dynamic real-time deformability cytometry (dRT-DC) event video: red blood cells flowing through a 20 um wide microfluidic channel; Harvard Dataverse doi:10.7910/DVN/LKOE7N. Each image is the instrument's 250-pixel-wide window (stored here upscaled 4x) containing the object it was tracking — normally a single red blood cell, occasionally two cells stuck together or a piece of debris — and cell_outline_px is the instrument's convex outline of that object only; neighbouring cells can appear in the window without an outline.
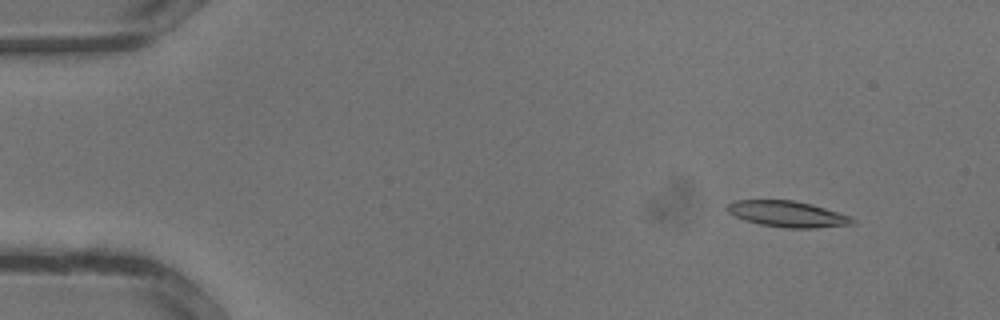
{"species": "common noctule bat (a hibernating species)", "species_latin": "Nyctalus noctula", "temperature_condition": "warm", "stored_images_in_passage": 12, "camera_frame_rate_fps": 3000, "um_per_image_px": 0.085, "animal": {"sex": "male", "body_mass_g": 13.3}, "frame": {"image": 1, "passage_image": 3, "time_ms": 0.667, "image_size_px": [1000, 320], "cell_outline_px": [[856, 224], [816, 228], [784, 228], [760, 224], [744, 220], [728, 212], [724, 208], [732, 200], [796, 200], [812, 204], [848, 216], [856, 220]], "centroid_in_image_um": [66.91, 18.19], "position_along_channel_um": 18.1, "area_um2": 19.07}}
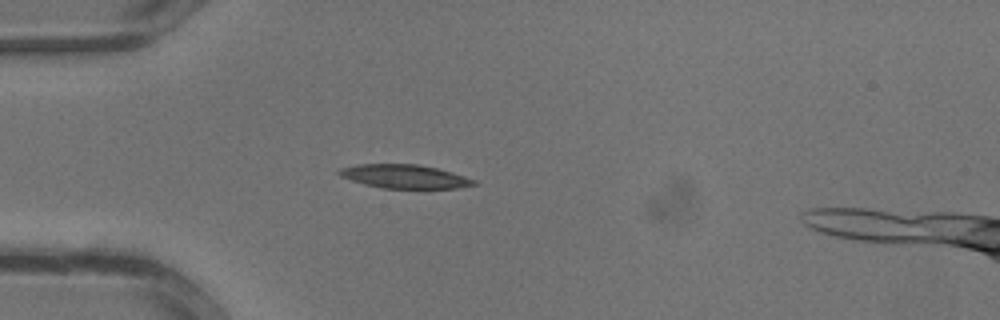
{"frame": {"image": 2, "passage_image": 9, "time_ms": 2.667, "image_size_px": [1000, 320], "cell_outline_px": [[480, 184], [456, 188], [384, 188], [364, 184], [340, 176], [336, 172], [340, 168], [356, 164], [416, 164], [436, 168], [452, 172], [476, 180]], "centroid_in_image_um": [34.39, 14.99], "position_along_channel_um": 50.6, "area_um2": 18.55}}
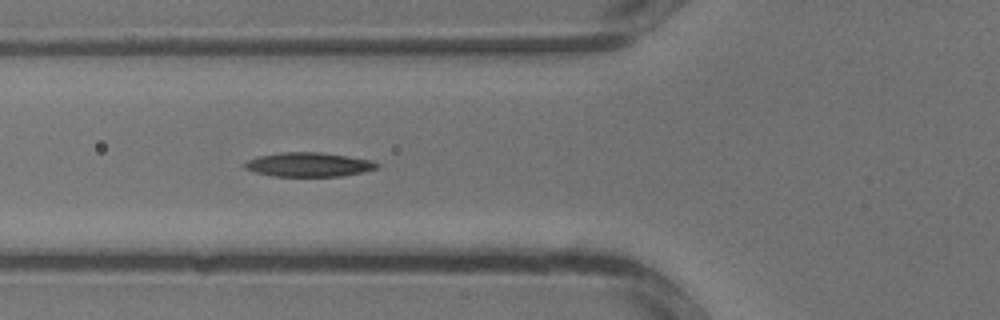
{"frame": {"image": 3, "passage_image": 12, "time_ms": 3.667, "image_size_px": [1000, 320], "cell_outline_px": [[380, 168], [364, 172], [340, 176], [272, 176], [256, 172], [244, 168], [240, 164], [248, 160], [260, 156], [280, 152], [320, 152], [348, 156], [372, 160], [380, 164]], "centroid_in_image_um": [26.26, 13.99], "position_along_channel_um": 99.5, "area_um2": 18.79}}